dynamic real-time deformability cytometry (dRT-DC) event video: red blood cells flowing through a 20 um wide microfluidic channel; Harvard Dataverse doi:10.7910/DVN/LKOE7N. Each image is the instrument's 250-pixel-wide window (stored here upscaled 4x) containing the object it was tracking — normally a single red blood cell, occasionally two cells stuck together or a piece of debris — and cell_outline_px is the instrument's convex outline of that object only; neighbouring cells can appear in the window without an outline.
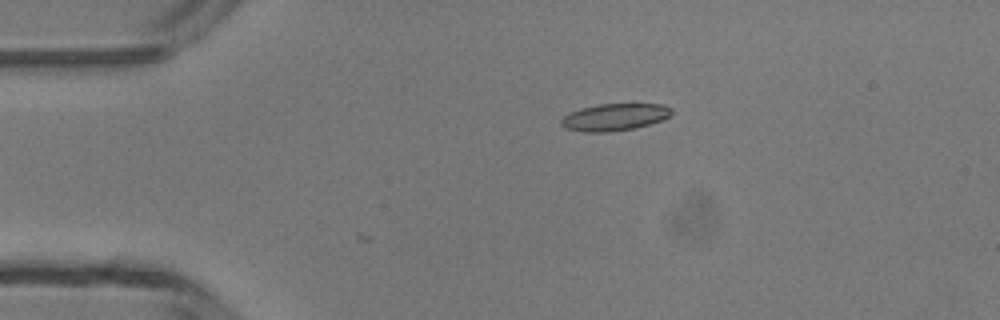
{"species": "common noctule bat (a hibernating species)", "species_latin": "Nyctalus noctula", "temperature_condition": "room temperature", "stored_images_in_passage": 3, "camera_frame_rate_fps": 3000, "um_per_image_px": 0.085, "animal": {"sex": "male", "body_mass_g": 13.3}, "frame": {"image": 1, "passage_image": 3, "time_ms": 2.667, "image_size_px": [1000, 320], "cell_outline_px": [[672, 112], [668, 116], [660, 120], [648, 124], [632, 128], [608, 132], [584, 132], [564, 128], [560, 124], [560, 120], [568, 112], [580, 108], [600, 104], [660, 104], [672, 108]], "centroid_in_image_um": [52.16, 9.95], "position_along_channel_um": 32.8, "area_um2": 17.28}}